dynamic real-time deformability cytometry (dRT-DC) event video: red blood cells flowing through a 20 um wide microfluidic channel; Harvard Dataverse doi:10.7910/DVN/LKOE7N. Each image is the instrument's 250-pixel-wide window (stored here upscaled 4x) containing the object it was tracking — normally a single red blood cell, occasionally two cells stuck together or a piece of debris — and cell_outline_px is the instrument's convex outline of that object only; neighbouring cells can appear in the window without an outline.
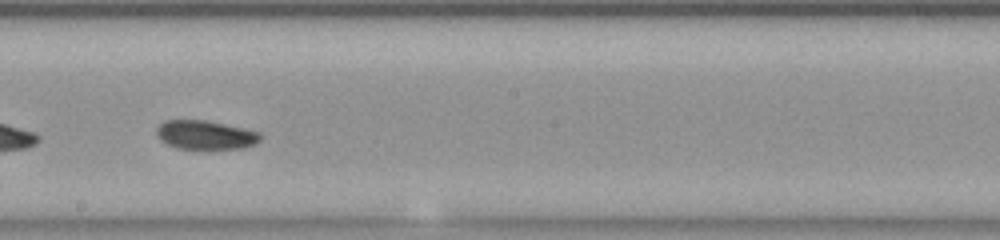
{"species": "common noctule bat (a hibernating species)", "species_latin": "Nyctalus noctula", "temperature_condition": "room temperature", "stored_images_in_passage": 43, "camera_frame_rate_fps": 3000, "um_per_image_px": 0.085, "animal": {"sex": "female", "body_mass_g": 23.0, "forearm_length_mm": 53.4}, "frame": {"image": 1, "passage_image": 19, "time_ms": 6.0, "image_size_px": [1000, 240], "cell_outline_px": [[260, 140], [256, 144], [244, 148], [176, 148], [160, 140], [156, 132], [156, 128], [164, 120], [204, 120], [244, 128], [260, 132]], "centroid_in_image_um": [17.46, 11.46], "position_along_channel_um": 230.7, "area_um2": 17.34}}
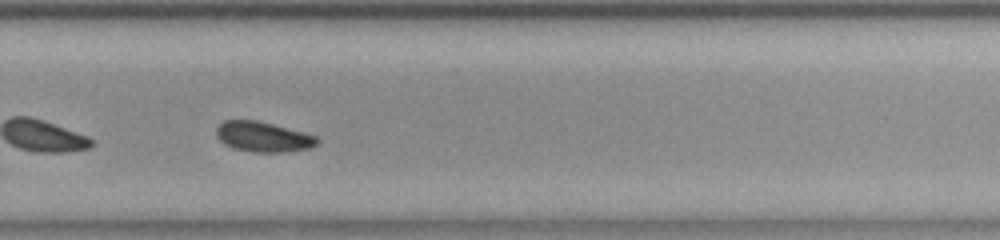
{"frame": {"image": 2, "passage_image": 25, "time_ms": 8.0, "image_size_px": [1000, 240], "cell_outline_px": [[320, 140], [316, 144], [308, 148], [280, 152], [252, 152], [232, 148], [224, 144], [216, 136], [216, 128], [224, 120], [256, 120], [272, 124], [316, 136]], "centroid_in_image_um": [22.31, 11.63], "position_along_channel_um": 307.5, "area_um2": 17.51}}